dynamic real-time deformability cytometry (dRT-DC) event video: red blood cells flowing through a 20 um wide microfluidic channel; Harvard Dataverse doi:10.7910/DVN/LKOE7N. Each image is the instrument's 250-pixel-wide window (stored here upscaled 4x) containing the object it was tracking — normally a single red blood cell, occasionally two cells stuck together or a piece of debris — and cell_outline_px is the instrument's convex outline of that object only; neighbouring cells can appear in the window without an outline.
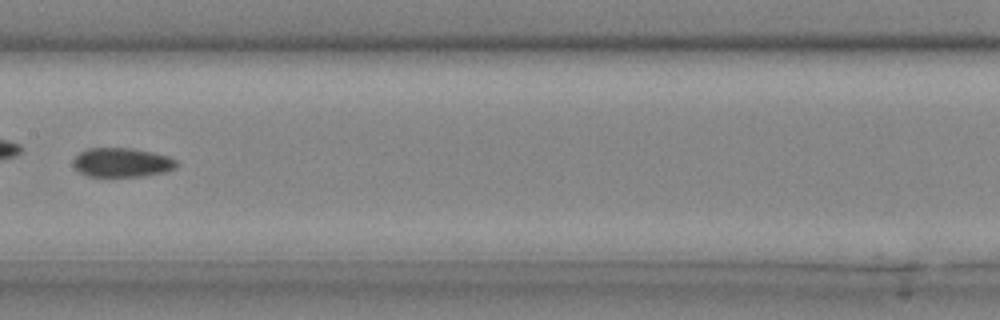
{"species": "common noctule bat (a hibernating species)", "species_latin": "Nyctalus noctula", "temperature_condition": "cold", "stored_images_in_passage": 29, "camera_frame_rate_fps": 3000, "um_per_image_px": 0.085, "animal": {"sex": "male", "body_mass_g": 20.4}, "frame": {"image": 1, "passage_image": 13, "time_ms": 4.0, "image_size_px": [1000, 320], "cell_outline_px": [[180, 164], [176, 168], [164, 172], [140, 176], [88, 176], [80, 172], [72, 164], [72, 160], [80, 152], [88, 148], [132, 148], [152, 152], [168, 156], [176, 160]], "centroid_in_image_um": [10.37, 13.8], "position_along_channel_um": 197.0, "area_um2": 17.57}}
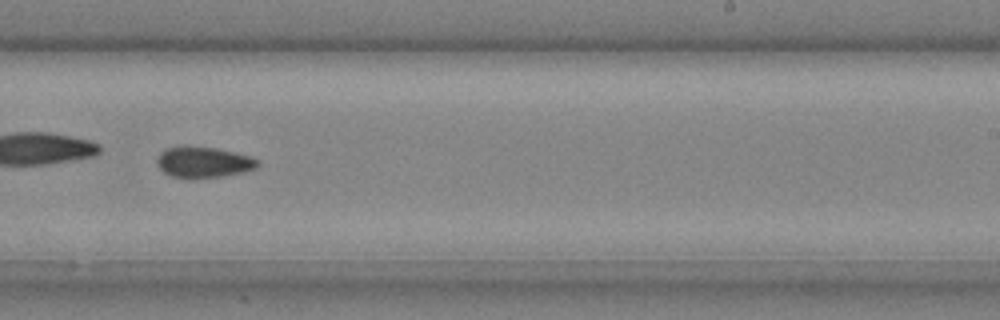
{"frame": {"image": 2, "passage_image": 17, "time_ms": 5.333, "image_size_px": [1000, 320], "cell_outline_px": [[260, 164], [256, 168], [240, 172], [220, 176], [172, 176], [164, 172], [156, 164], [156, 160], [160, 152], [164, 148], [216, 148], [252, 156], [260, 160]], "centroid_in_image_um": [17.34, 13.77], "position_along_channel_um": 271.7, "area_um2": 17.28}}